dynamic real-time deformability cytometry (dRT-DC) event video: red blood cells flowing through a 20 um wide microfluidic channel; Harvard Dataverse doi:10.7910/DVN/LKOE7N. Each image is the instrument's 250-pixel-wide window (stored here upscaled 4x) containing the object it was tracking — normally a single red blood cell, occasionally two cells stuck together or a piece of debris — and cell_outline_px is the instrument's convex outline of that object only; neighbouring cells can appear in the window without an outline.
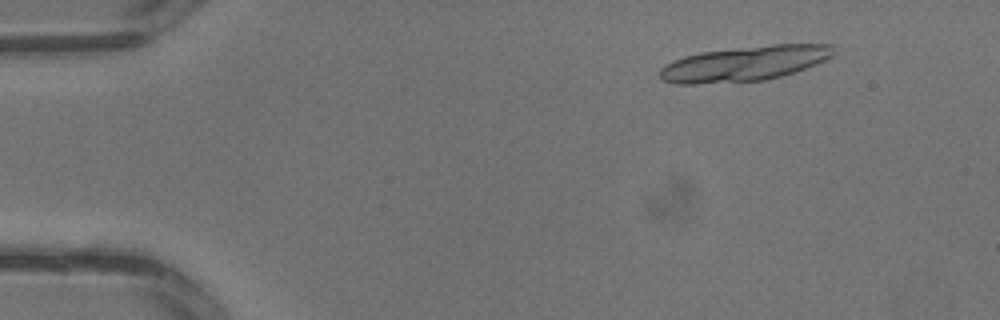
{"species": "common noctule bat (a hibernating species)", "species_latin": "Nyctalus noctula", "temperature_condition": "warm", "stored_images_in_passage": 3, "segment_of_instrument_passage": [1, 2], "camera_frame_rate_fps": 3000, "um_per_image_px": 0.085, "animal": {"sex": "male", "body_mass_g": 13.3}, "frame": {"image": 1, "passage_image": 1, "time_ms": 0.0, "image_size_px": [1000, 320], "cell_outline_px": [[836, 52], [832, 56], [816, 64], [796, 72], [764, 80], [696, 84], [676, 84], [660, 80], [660, 68], [664, 64], [684, 56], [700, 52], [772, 44], [836, 44]], "centroid_in_image_um": [63.3, 5.4], "position_along_channel_um": 21.7, "area_um2": 35.66}}